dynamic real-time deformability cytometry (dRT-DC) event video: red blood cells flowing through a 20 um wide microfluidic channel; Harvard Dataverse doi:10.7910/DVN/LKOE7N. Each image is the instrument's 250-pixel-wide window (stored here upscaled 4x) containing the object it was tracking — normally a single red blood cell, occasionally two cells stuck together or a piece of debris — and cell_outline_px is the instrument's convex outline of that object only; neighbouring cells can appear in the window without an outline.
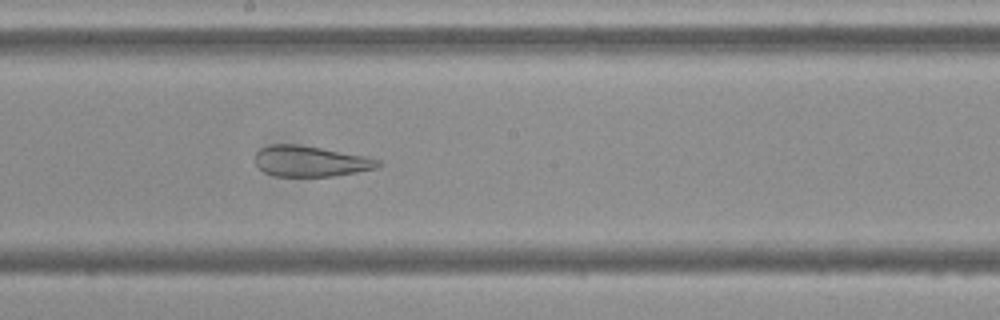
{"species": "Egyptian fruit bat (a non-hibernating species)", "species_latin": "Rousettus aegyptiacus", "temperature_condition": "cold", "stored_images_in_passage": 55, "segment_of_instrument_passage": [1, 2], "camera_frame_rate_fps": 3000, "um_per_image_px": 0.085, "frame": {"image": 1, "passage_image": 29, "time_ms": 9.333, "image_size_px": [1000, 320], "cell_outline_px": [[380, 164], [376, 168], [336, 176], [276, 176], [264, 172], [256, 164], [256, 152], [260, 148], [272, 144], [296, 144], [320, 148], [364, 156], [380, 160]], "centroid_in_image_um": [26.37, 13.71], "position_along_channel_um": 221.8, "area_um2": 21.73}}
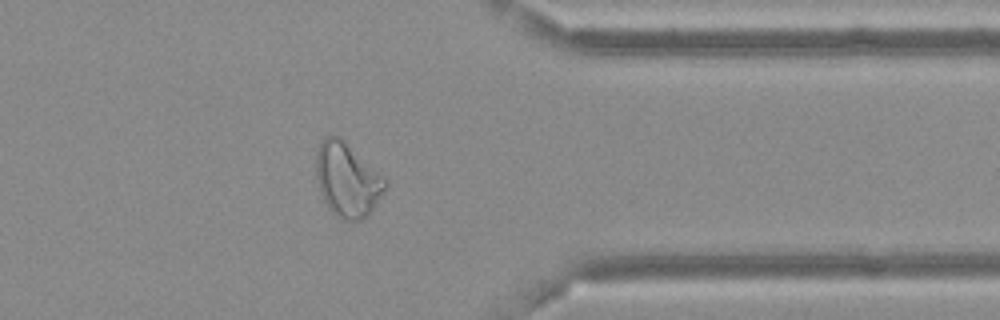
{"frame": {"image": 2, "passage_image": 43, "time_ms": 14.0, "image_size_px": [1000, 320], "cell_outline_px": [[388, 184], [384, 192], [368, 216], [360, 220], [340, 220], [328, 208], [320, 192], [316, 176], [316, 152], [324, 136], [340, 136], [384, 176], [388, 180]], "centroid_in_image_um": [29.53, 15.29], "position_along_channel_um": 381.9, "area_um2": 30.06}}
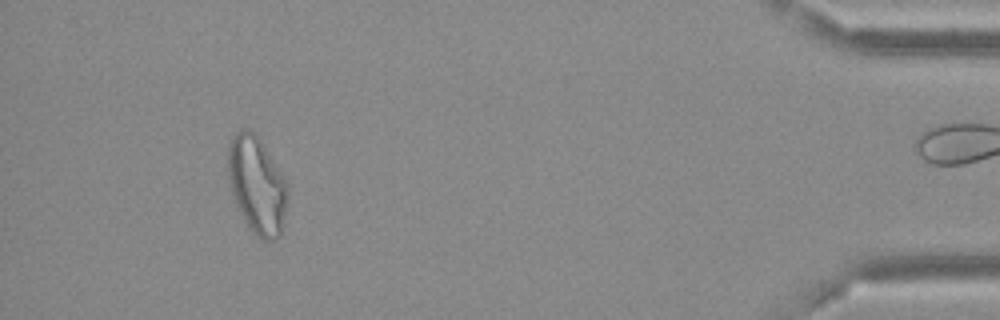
{"frame": {"image": 3, "passage_image": 50, "time_ms": 16.333, "image_size_px": [1000, 320], "cell_outline_px": [[288, 188], [280, 236], [272, 240], [264, 240], [256, 236], [248, 228], [244, 220], [232, 192], [228, 176], [228, 148], [232, 136], [236, 132], [244, 128], [248, 128], [260, 140], [288, 184]], "centroid_in_image_um": [21.82, 15.73], "position_along_channel_um": 413.4, "area_um2": 33.12}}